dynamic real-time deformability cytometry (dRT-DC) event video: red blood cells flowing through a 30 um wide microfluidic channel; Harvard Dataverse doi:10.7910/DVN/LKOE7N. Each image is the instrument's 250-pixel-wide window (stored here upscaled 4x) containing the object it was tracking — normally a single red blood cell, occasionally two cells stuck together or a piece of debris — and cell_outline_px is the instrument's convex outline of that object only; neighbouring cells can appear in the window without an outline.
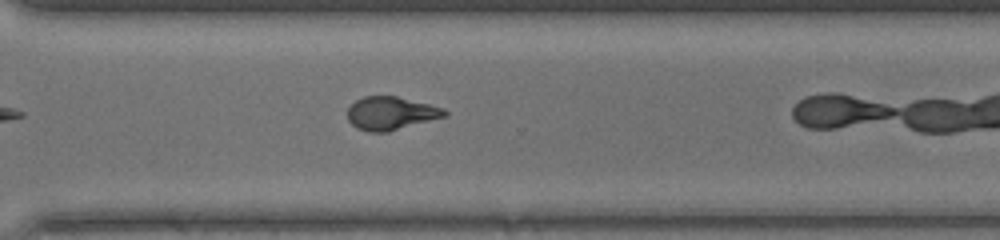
{"species": "common noctule bat (a hibernating species)", "species_latin": "Nyctalus noctula", "temperature_condition": "warm", "stored_images_in_passage": 22, "camera_frame_rate_fps": 3000, "um_per_image_px": 0.085, "animal": {"sex": "female", "body_mass_g": 17.0, "forearm_length_mm": 48.0}, "frame": {"image": 1, "passage_image": 18, "time_ms": 5.667, "image_size_px": [1000, 240], "cell_outline_px": [[448, 116], [388, 132], [368, 132], [356, 128], [348, 120], [348, 108], [356, 100], [364, 96], [396, 96], [444, 108], [448, 112]], "centroid_in_image_um": [33.24, 9.64], "position_along_channel_um": 337.4, "area_um2": 18.84}}